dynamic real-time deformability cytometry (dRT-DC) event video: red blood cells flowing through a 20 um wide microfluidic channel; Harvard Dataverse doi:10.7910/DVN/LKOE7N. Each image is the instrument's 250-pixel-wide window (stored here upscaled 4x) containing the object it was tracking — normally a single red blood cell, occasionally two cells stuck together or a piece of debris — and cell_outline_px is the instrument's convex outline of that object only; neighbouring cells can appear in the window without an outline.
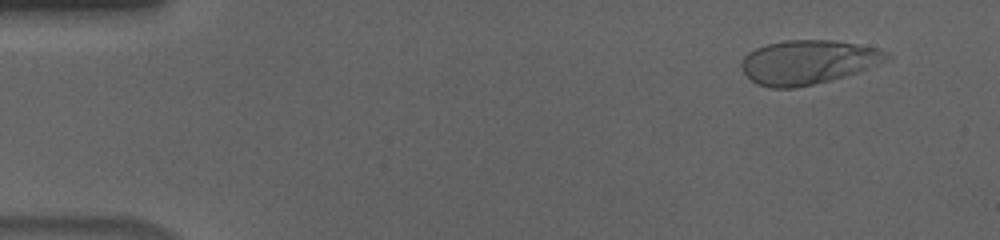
{"species": "human", "species_latin": "Homo sapiens", "temperature_condition": "cold", "stored_images_in_passage": 56, "camera_frame_rate_fps": 3000, "um_per_image_px": 0.085, "donor": {"sex": "male"}, "frame": {"image": 1, "passage_image": 5, "time_ms": 1.333, "image_size_px": [1000, 240], "cell_outline_px": [[892, 56], [884, 60], [856, 72], [844, 76], [796, 88], [772, 88], [756, 84], [744, 72], [740, 64], [744, 56], [748, 52], [756, 48], [768, 44], [784, 40], [836, 40], [876, 48], [892, 52]], "centroid_in_image_um": [68.65, 5.27], "position_along_channel_um": 16.4, "area_um2": 36.93}}
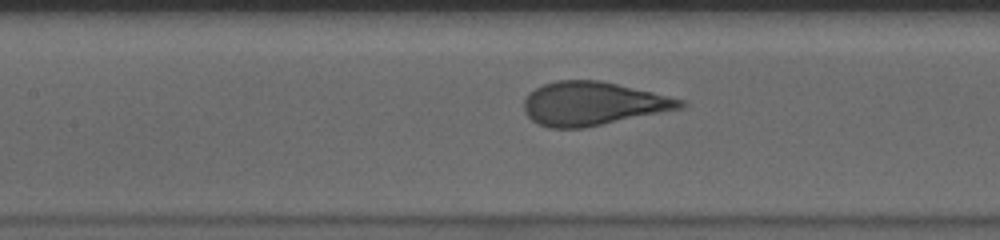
{"frame": {"image": 2, "passage_image": 26, "time_ms": 8.333, "image_size_px": [1000, 240], "cell_outline_px": [[688, 104], [684, 108], [584, 128], [548, 128], [536, 124], [524, 112], [524, 100], [528, 92], [544, 84], [556, 80], [600, 80], [652, 92], [684, 100]], "centroid_in_image_um": [50.37, 8.81], "position_along_channel_um": 157.0, "area_um2": 39.82}}
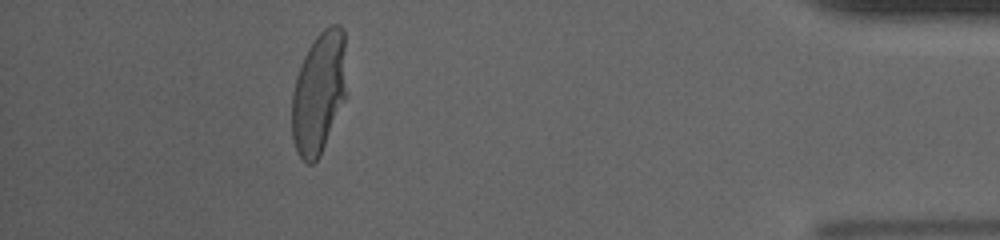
{"frame": {"image": 3, "passage_image": 51, "time_ms": 16.667, "image_size_px": [1000, 240], "cell_outline_px": [[348, 96], [320, 156], [312, 164], [308, 164], [300, 156], [292, 140], [292, 92], [296, 76], [300, 64], [308, 48], [316, 36], [324, 28], [332, 24], [340, 24], [344, 28], [348, 92]], "centroid_in_image_um": [27.15, 7.85], "position_along_channel_um": 408.1, "area_um2": 39.94}, "authors_computed_cell_mechanics": {"area_um2": 39.593, "velocity_mm_per_s": 3.6227, "shape_relaxation_time_tau1_ms": 5.0643, "shape_relaxation_time_tau2_ms": null, "deformation_change_tau1": 0.2154, "deformation_change_tau2": null}}